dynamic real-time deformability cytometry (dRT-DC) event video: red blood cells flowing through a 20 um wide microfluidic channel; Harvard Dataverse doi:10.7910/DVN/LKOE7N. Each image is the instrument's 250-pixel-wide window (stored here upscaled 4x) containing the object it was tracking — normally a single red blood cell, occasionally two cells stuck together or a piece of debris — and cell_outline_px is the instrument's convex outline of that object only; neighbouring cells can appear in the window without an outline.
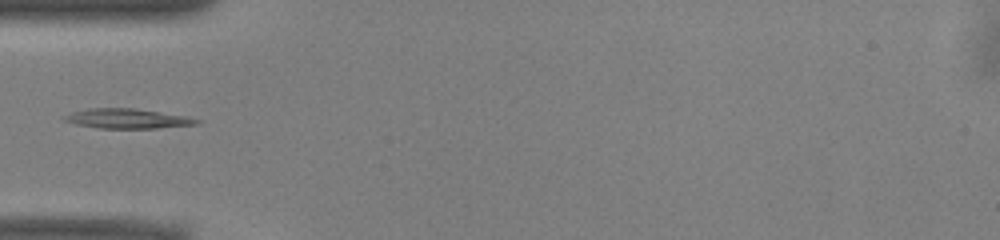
{"species": "common noctule bat (a hibernating species)", "species_latin": "Nyctalus noctula", "temperature_condition": "warm", "stored_images_in_passage": 36, "camera_frame_rate_fps": 3000, "um_per_image_px": 0.085, "animal": {"sex": "male", "body_mass_g": 13.0, "forearm_length_mm": 53.1}, "frame": {"image": 1, "passage_image": 1, "time_ms": 0.0, "image_size_px": [1000, 240], "cell_outline_px": [[200, 124], [156, 128], [100, 128], [76, 124], [64, 120], [60, 116], [72, 112], [92, 108], [136, 108], [184, 116], [200, 120]], "centroid_in_image_um": [10.8, 10.08], "position_along_channel_um": 74.2, "area_um2": 15.09}}
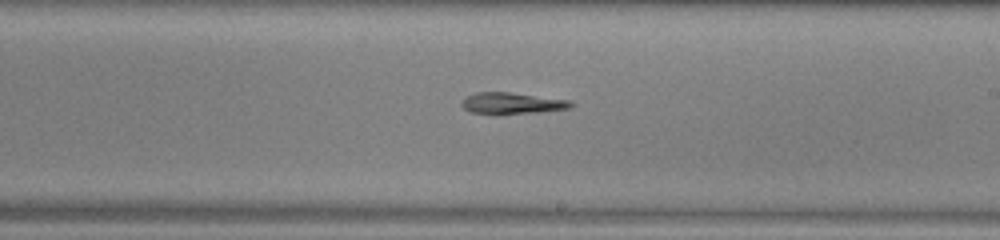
{"frame": {"image": 2, "passage_image": 14, "time_ms": 4.333, "image_size_px": [1000, 240], "cell_outline_px": [[572, 108], [540, 112], [472, 112], [464, 108], [460, 104], [460, 100], [476, 92], [508, 92], [568, 100], [572, 104]], "centroid_in_image_um": [43.51, 8.74], "position_along_channel_um": 245.5, "area_um2": 12.95}}
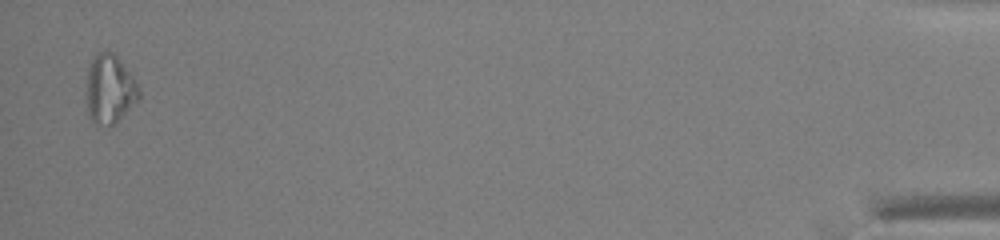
{"frame": {"image": 3, "passage_image": 35, "time_ms": 11.333, "image_size_px": [1000, 240], "cell_outline_px": [[140, 96], [112, 124], [100, 124], [92, 120], [88, 112], [88, 68], [92, 56], [96, 52], [112, 52], [116, 56], [132, 76], [140, 92]], "centroid_in_image_um": [9.3, 7.51], "position_along_channel_um": 425.9, "area_um2": 20.0}}